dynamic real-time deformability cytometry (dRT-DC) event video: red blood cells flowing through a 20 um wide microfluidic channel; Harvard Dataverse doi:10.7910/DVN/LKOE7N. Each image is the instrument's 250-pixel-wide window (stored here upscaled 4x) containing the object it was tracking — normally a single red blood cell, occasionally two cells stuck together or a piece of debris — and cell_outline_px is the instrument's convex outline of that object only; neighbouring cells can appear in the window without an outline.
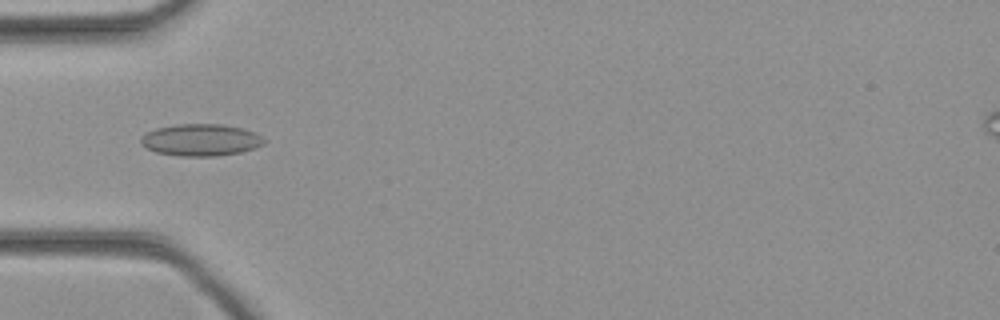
{"species": "common noctule bat (a hibernating species)", "species_latin": "Nyctalus noctula", "temperature_condition": "cold", "stored_images_in_passage": 43, "camera_frame_rate_fps": 3000, "um_per_image_px": 0.085, "animal": {"sex": "female", "body_mass_g": 21.9}, "frame": {"image": 1, "passage_image": 13, "time_ms": 4.0, "image_size_px": [1000, 320], "cell_outline_px": [[268, 140], [264, 144], [256, 148], [240, 152], [216, 156], [180, 156], [156, 152], [144, 148], [140, 144], [140, 136], [156, 128], [176, 124], [220, 124], [244, 128]], "centroid_in_image_um": [17.05, 11.9], "position_along_channel_um": 67.9, "area_um2": 23.12}}
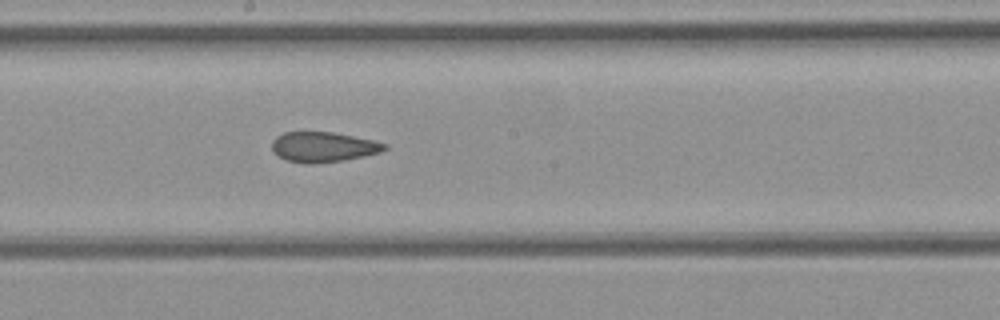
{"frame": {"image": 2, "passage_image": 23, "time_ms": 7.333, "image_size_px": [1000, 320], "cell_outline_px": [[388, 148], [380, 152], [364, 156], [344, 160], [312, 164], [304, 164], [288, 160], [276, 156], [272, 152], [272, 140], [276, 136], [284, 132], [332, 132], [372, 140], [388, 144]], "centroid_in_image_um": [27.44, 12.5], "position_along_channel_um": 220.8, "area_um2": 19.88}}
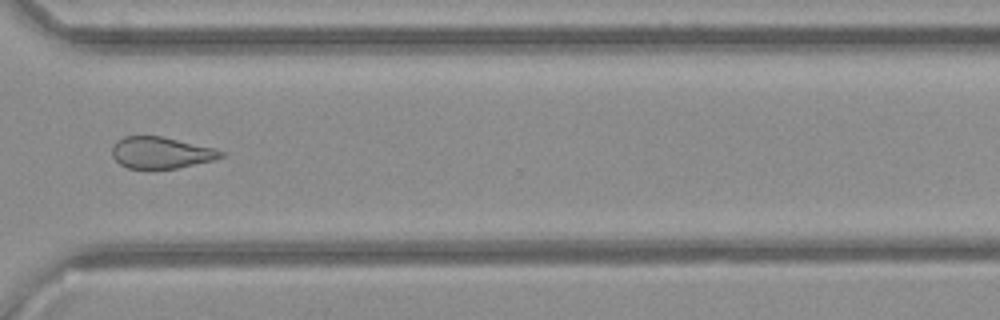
{"frame": {"image": 3, "passage_image": 32, "time_ms": 10.333, "image_size_px": [1000, 320], "cell_outline_px": [[224, 156], [212, 160], [176, 168], [128, 168], [120, 164], [112, 156], [112, 148], [116, 140], [124, 136], [160, 136], [216, 148], [224, 152]], "centroid_in_image_um": [13.67, 12.96], "position_along_channel_um": 356.9, "area_um2": 19.83}}